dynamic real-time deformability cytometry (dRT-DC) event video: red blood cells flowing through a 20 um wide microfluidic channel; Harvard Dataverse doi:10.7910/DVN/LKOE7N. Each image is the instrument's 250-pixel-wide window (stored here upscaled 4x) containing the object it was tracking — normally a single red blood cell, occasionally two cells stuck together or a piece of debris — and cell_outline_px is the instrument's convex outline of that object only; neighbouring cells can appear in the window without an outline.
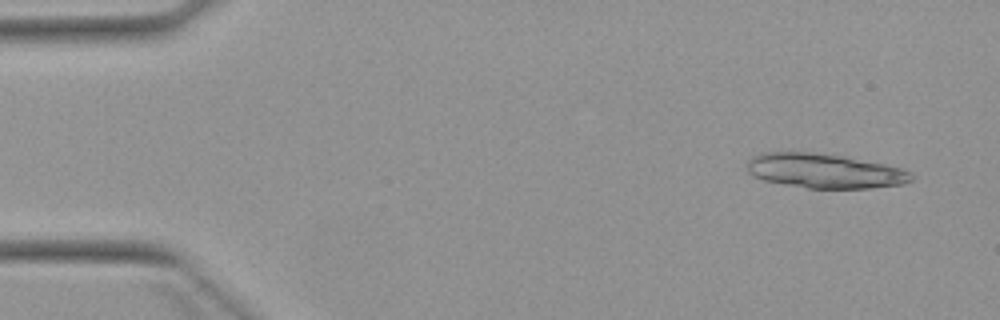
{"species": "Egyptian fruit bat (a non-hibernating species)", "species_latin": "Rousettus aegyptiacus", "temperature_condition": "warm", "stored_images_in_passage": 4, "camera_frame_rate_fps": 3000, "um_per_image_px": 0.085, "animal": {"sex": "female"}, "frame": {"image": 1, "passage_image": 1, "time_ms": 0.0, "image_size_px": [1000, 320], "cell_outline_px": [[916, 176], [912, 180], [904, 184], [872, 188], [808, 188], [784, 184], [764, 180], [752, 176], [748, 172], [748, 160], [752, 156], [764, 152], [812, 152], [844, 156], [884, 164], [900, 168], [912, 172]], "centroid_in_image_um": [70.11, 14.53], "position_along_channel_um": 14.9, "area_um2": 33.18}}